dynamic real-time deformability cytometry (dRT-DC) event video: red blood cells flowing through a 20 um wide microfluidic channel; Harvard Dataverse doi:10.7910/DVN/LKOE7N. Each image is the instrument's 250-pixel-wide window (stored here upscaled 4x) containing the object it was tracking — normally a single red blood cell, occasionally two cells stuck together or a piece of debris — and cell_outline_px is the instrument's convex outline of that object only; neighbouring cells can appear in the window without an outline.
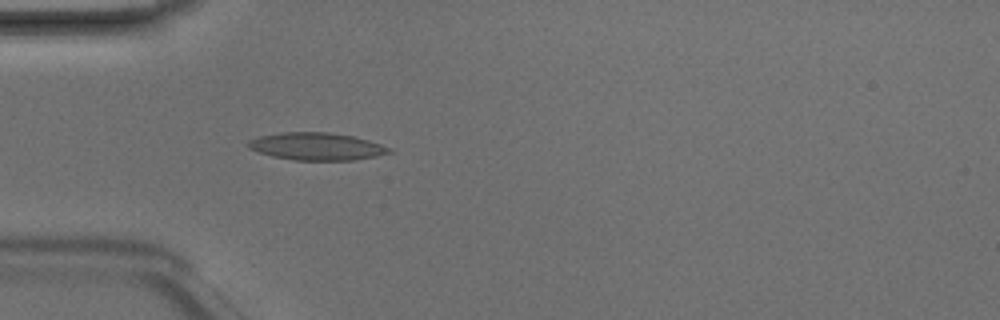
{"species": "Egyptian fruit bat (a non-hibernating species)", "species_latin": "Rousettus aegyptiacus", "temperature_condition": "room temperature", "stored_images_in_passage": 42, "camera_frame_rate_fps": 3000, "um_per_image_px": 0.085, "animal": {"sex": "male"}, "frame": {"image": 1, "passage_image": 11, "time_ms": 3.333, "image_size_px": [1000, 320], "cell_outline_px": [[392, 152], [376, 156], [356, 160], [292, 160], [272, 156], [248, 148], [248, 140], [260, 136], [284, 132], [328, 132], [352, 136], [368, 140], [380, 144], [388, 148]], "centroid_in_image_um": [26.89, 12.45], "position_along_channel_um": 58.1, "area_um2": 22.37}}
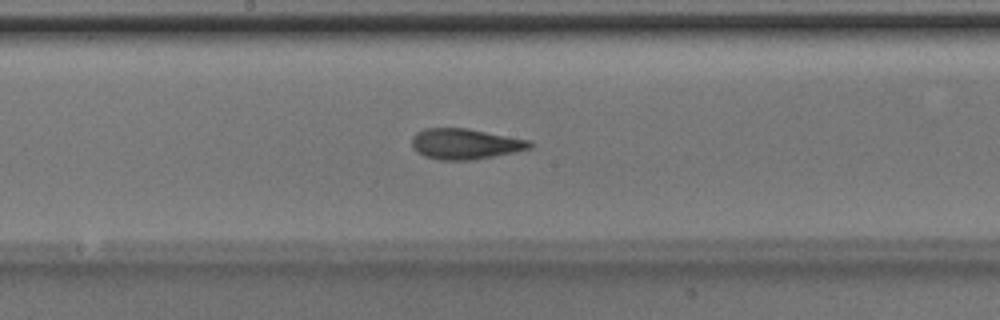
{"frame": {"image": 2, "passage_image": 22, "time_ms": 7.0, "image_size_px": [1000, 320], "cell_outline_px": [[532, 148], [472, 160], [440, 160], [424, 156], [412, 148], [412, 136], [416, 132], [424, 128], [468, 128], [532, 140]], "centroid_in_image_um": [39.53, 12.22], "position_along_channel_um": 208.7, "area_um2": 21.15}}
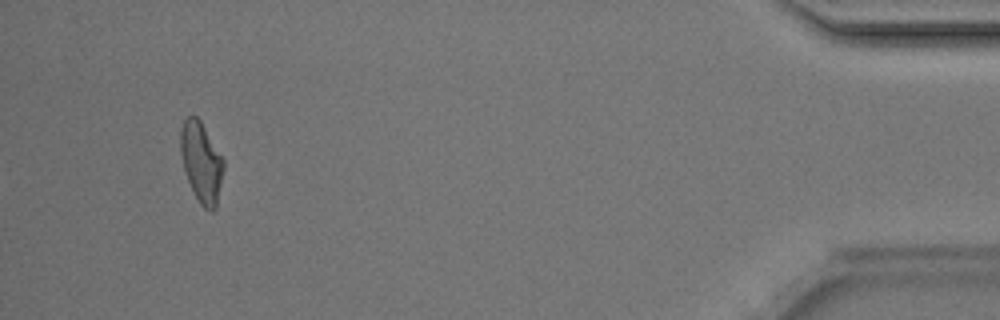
{"frame": {"image": 3, "passage_image": 42, "time_ms": 13.667, "image_size_px": [1000, 320], "cell_outline_px": [[224, 168], [216, 208], [212, 212], [204, 208], [200, 204], [184, 172], [180, 152], [180, 128], [184, 120], [188, 116], [196, 116], [200, 120], [224, 160]], "centroid_in_image_um": [17.1, 13.79], "position_along_channel_um": 418.1, "area_um2": 20.06}, "authors_computed_cell_mechanics": {"area_um2": 20.4612, "velocity_mm_per_s": 4.2234, "shape_relaxation_time_tau1_ms": 7.9082, "shape_relaxation_time_tau2_ms": 1.9146, "deformation_change_tau1": 0.2232, "deformation_change_tau2": 0.0934}}